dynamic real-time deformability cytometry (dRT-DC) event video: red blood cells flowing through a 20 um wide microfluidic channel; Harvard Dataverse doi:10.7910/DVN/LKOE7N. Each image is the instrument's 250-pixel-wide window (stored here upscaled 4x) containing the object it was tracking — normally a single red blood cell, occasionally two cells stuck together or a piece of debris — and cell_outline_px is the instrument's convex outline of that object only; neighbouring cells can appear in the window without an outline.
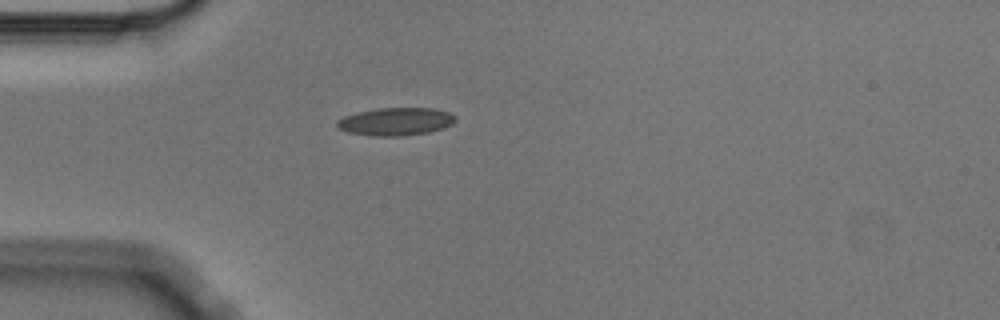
{"species": "Egyptian fruit bat (a non-hibernating species)", "species_latin": "Rousettus aegyptiacus", "temperature_condition": "cold", "stored_images_in_passage": 5, "camera_frame_rate_fps": 3000, "um_per_image_px": 0.085, "animal": {"sex": "male"}, "frame": {"image": 1, "passage_image": 5, "time_ms": 1.333, "image_size_px": [1000, 320], "cell_outline_px": [[456, 120], [452, 124], [444, 128], [428, 132], [404, 136], [372, 136], [348, 132], [336, 128], [336, 120], [344, 116], [356, 112], [376, 108], [436, 108], [448, 112], [456, 116]], "centroid_in_image_um": [33.62, 10.33], "position_along_channel_um": 51.4, "area_um2": 19.48}}